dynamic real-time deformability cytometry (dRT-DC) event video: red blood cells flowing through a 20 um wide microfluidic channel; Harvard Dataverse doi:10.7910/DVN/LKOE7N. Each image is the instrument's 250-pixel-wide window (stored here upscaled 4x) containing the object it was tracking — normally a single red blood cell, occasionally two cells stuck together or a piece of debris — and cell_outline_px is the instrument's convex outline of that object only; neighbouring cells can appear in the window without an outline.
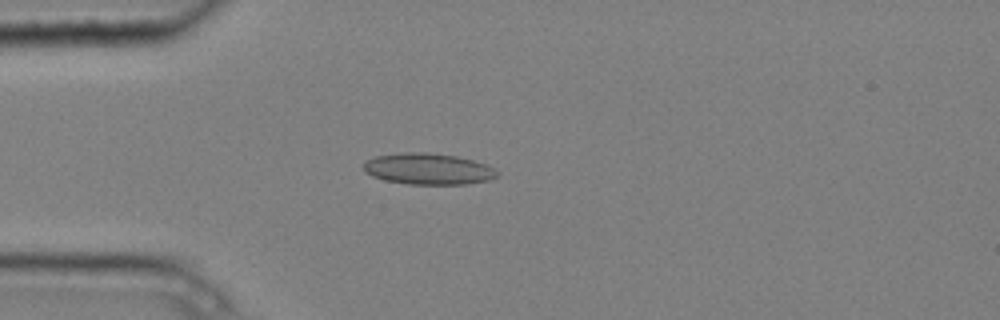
{"species": "common noctule bat (a hibernating species)", "species_latin": "Nyctalus noctula", "temperature_condition": "cold", "stored_images_in_passage": 5, "camera_frame_rate_fps": 3000, "um_per_image_px": 0.085, "animal": {"sex": "male", "body_mass_g": 20.4}, "frame": {"image": 1, "passage_image": 4, "time_ms": 1.0, "image_size_px": [1000, 320], "cell_outline_px": [[500, 176], [488, 180], [468, 184], [408, 184], [384, 180], [372, 176], [364, 172], [364, 164], [368, 160], [376, 156], [400, 152], [428, 152], [456, 156], [472, 160], [484, 164], [500, 172]], "centroid_in_image_um": [36.4, 14.36], "position_along_channel_um": 48.6, "area_um2": 24.39}}